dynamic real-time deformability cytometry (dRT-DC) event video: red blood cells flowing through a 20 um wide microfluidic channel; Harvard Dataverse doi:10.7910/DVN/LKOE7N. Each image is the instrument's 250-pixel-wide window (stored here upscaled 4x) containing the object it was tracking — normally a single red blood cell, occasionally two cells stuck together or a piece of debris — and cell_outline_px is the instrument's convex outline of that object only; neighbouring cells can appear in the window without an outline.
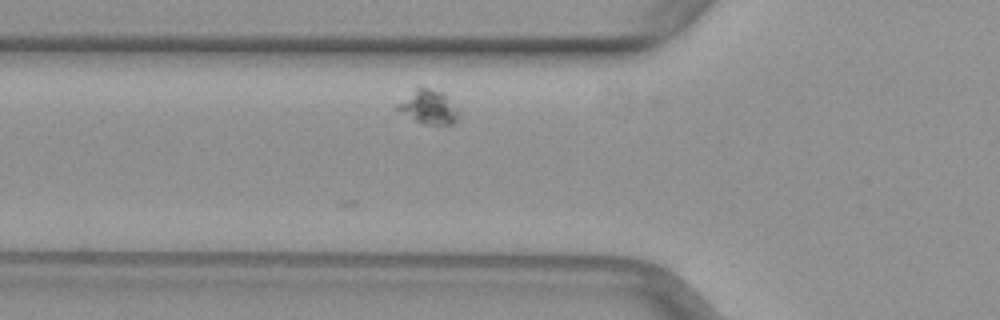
{"species": "common noctule bat (a hibernating species)", "species_latin": "Nyctalus noctula", "temperature_condition": "warm", "stored_images_in_passage": 28, "camera_frame_rate_fps": 3000, "um_per_image_px": 0.085, "animal": {"sex": "female", "body_mass_g": 29.2, "forearm_length_mm": 56.3}, "frame": {"image": 1, "passage_image": 3, "time_ms": 0.667, "image_size_px": [1000, 320], "cell_outline_px": [[460, 116], [452, 124], [424, 124], [416, 120], [396, 108], [396, 104], [416, 88], [428, 88], [444, 92], [460, 112]], "centroid_in_image_um": [36.48, 9.09], "position_along_channel_um": 89.3, "area_um2": 11.85}}
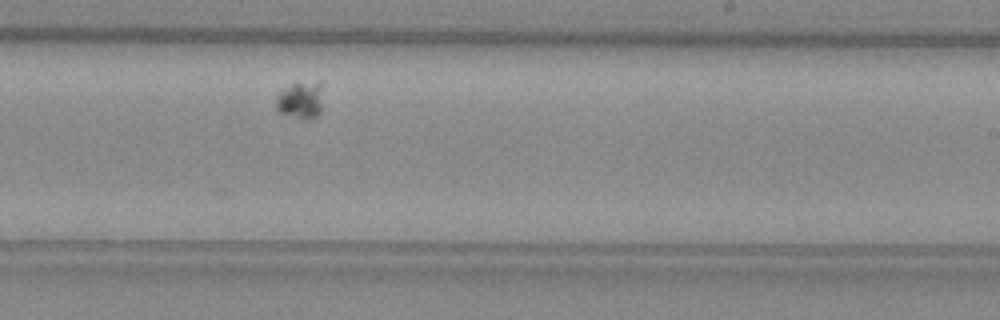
{"frame": {"image": 2, "passage_image": 17, "time_ms": 5.333, "image_size_px": [1000, 320], "cell_outline_px": [[320, 112], [312, 120], [304, 120], [276, 112], [276, 92], [292, 84], [320, 80]], "centroid_in_image_um": [25.48, 8.53], "position_along_channel_um": 263.5, "area_um2": 10.35}}
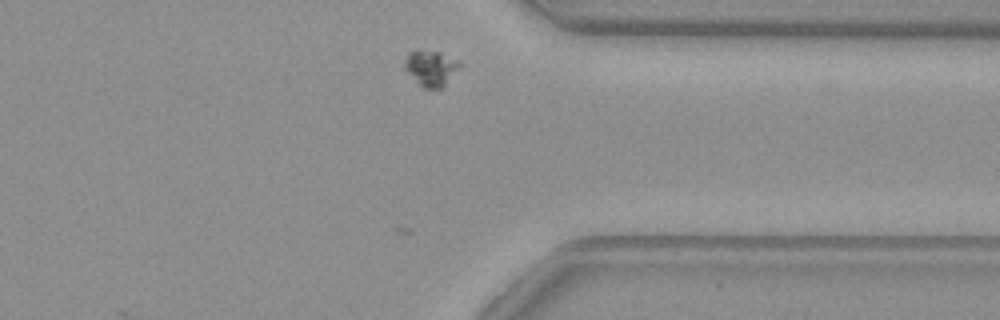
{"frame": {"image": 3, "passage_image": 26, "time_ms": 8.333, "image_size_px": [1000, 320], "cell_outline_px": [[460, 64], [444, 84], [440, 88], [424, 88], [404, 68], [404, 60], [408, 52], [416, 48], [440, 52], [460, 60]], "centroid_in_image_um": [36.57, 5.71], "position_along_channel_um": 374.8, "area_um2": 11.21}}